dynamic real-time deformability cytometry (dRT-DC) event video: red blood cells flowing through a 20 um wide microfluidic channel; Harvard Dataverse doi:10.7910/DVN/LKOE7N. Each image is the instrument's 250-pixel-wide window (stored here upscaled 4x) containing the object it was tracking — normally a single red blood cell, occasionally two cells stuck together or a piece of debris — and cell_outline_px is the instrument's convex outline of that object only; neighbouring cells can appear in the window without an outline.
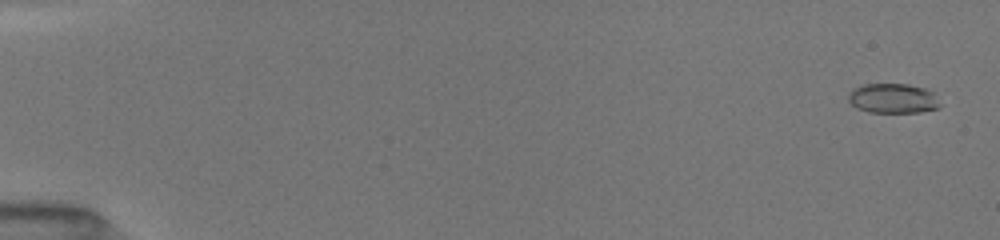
{"species": "common noctule bat (a hibernating species)", "species_latin": "Nyctalus noctula", "temperature_condition": "room temperature", "stored_images_in_passage": 53, "camera_frame_rate_fps": 3000, "um_per_image_px": 0.085, "animal": {"sex": "female", "body_mass_g": 19.5, "forearm_length_mm": 54.1}, "frame": {"image": 1, "passage_image": 3, "time_ms": 0.333, "image_size_px": [1000, 240], "cell_outline_px": [[940, 104], [936, 108], [920, 112], [868, 112], [856, 108], [848, 100], [848, 92], [852, 88], [864, 84], [908, 84], [924, 88], [932, 92]], "centroid_in_image_um": [75.84, 8.35], "position_along_channel_um": 9.2, "area_um2": 15.84}}
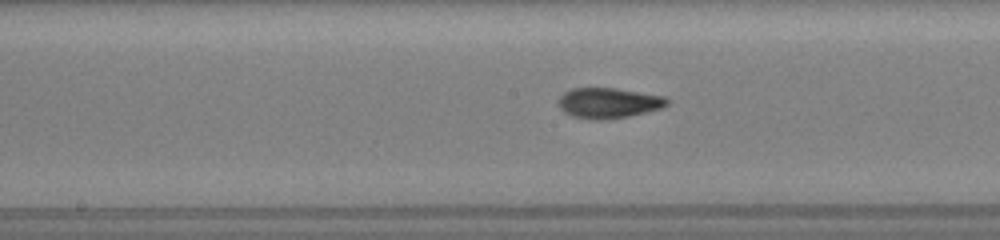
{"frame": {"image": 2, "passage_image": 36, "time_ms": 9.0, "image_size_px": [1000, 240], "cell_outline_px": [[668, 104], [660, 108], [628, 116], [604, 120], [592, 120], [572, 116], [564, 112], [560, 108], [556, 100], [564, 92], [572, 88], [616, 88], [664, 96], [668, 100]], "centroid_in_image_um": [51.66, 8.75], "position_along_channel_um": 196.5, "area_um2": 19.25}}
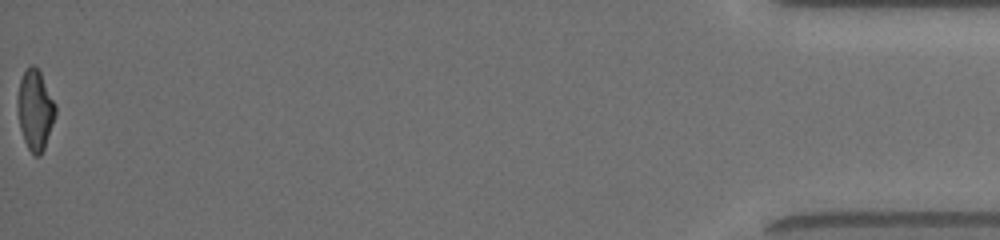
{"frame": {"image": 3, "passage_image": 53, "time_ms": 17.0, "image_size_px": [1000, 240], "cell_outline_px": [[56, 116], [44, 148], [40, 156], [36, 156], [28, 148], [24, 140], [20, 128], [16, 104], [16, 100], [20, 80], [24, 72], [32, 64], [40, 72], [56, 104]], "centroid_in_image_um": [2.99, 9.35], "position_along_channel_um": 432.2, "area_um2": 17.69}, "authors_computed_cell_mechanics": {"area_um2": 17.5712, "velocity_mm_per_s": 4.0771, "shape_relaxation_time_tau1_ms": 4.0358, "shape_relaxation_time_tau2_ms": 1.9115, "deformation_change_tau1": 0.1692, "deformation_change_tau2": 0.0789}}